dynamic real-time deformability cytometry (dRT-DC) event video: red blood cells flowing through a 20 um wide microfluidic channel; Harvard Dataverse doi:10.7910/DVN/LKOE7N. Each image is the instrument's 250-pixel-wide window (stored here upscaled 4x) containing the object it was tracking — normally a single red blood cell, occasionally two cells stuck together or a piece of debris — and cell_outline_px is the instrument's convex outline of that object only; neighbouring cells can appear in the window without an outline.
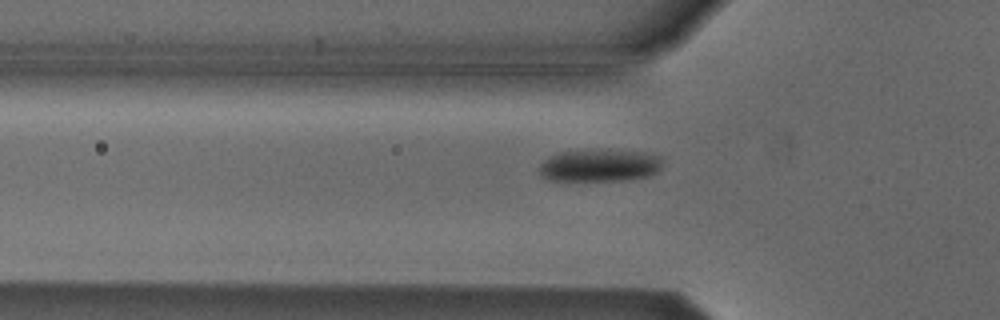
{"species": "Egyptian fruit bat (a non-hibernating species)", "species_latin": "Rousettus aegyptiacus", "temperature_condition": "cold", "stored_images_in_passage": 39, "camera_frame_rate_fps": 3000, "um_per_image_px": 0.085, "animal": {"sex": "male"}, "frame": {"image": 1, "passage_image": 6, "time_ms": 1.667, "image_size_px": [1000, 320], "cell_outline_px": [[660, 168], [656, 172], [648, 176], [620, 180], [548, 180], [540, 176], [540, 164], [548, 156], [560, 152], [608, 148], [644, 152], [660, 156]], "centroid_in_image_um": [50.94, 14.03], "position_along_channel_um": 74.9, "area_um2": 23.47}}
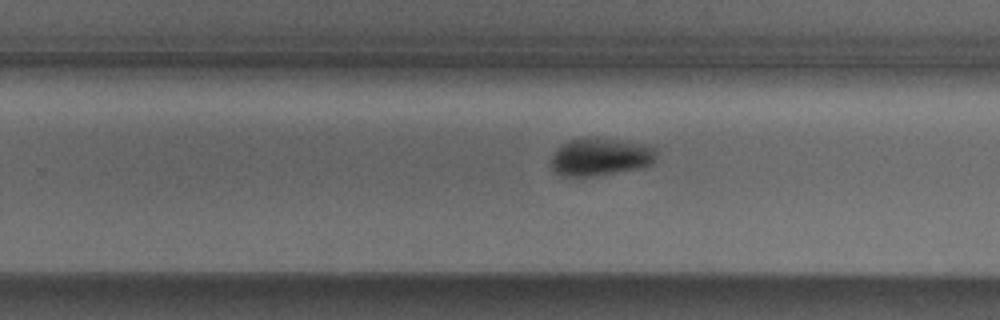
{"frame": {"image": 2, "passage_image": 22, "time_ms": 7.0, "image_size_px": [1000, 320], "cell_outline_px": [[656, 160], [652, 164], [644, 168], [592, 176], [560, 176], [552, 172], [552, 156], [556, 148], [568, 140], [588, 136], [620, 140], [644, 144], [656, 148]], "centroid_in_image_um": [51.03, 13.33], "position_along_channel_um": 278.8, "area_um2": 23.64}}
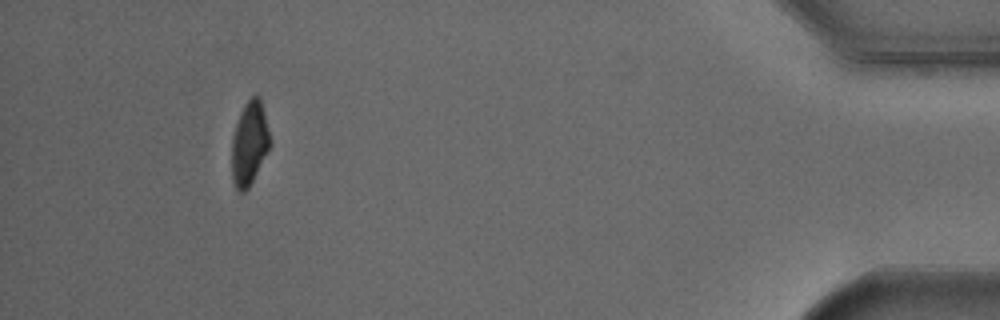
{"frame": {"image": 3, "passage_image": 38, "time_ms": 12.333, "image_size_px": [1000, 320], "cell_outline_px": [[272, 144], [268, 152], [248, 188], [244, 192], [240, 192], [236, 188], [232, 180], [232, 136], [240, 112], [244, 104], [252, 96], [260, 96], [272, 140]], "centroid_in_image_um": [21.22, 12.17], "position_along_channel_um": 414.0, "area_um2": 18.84}}